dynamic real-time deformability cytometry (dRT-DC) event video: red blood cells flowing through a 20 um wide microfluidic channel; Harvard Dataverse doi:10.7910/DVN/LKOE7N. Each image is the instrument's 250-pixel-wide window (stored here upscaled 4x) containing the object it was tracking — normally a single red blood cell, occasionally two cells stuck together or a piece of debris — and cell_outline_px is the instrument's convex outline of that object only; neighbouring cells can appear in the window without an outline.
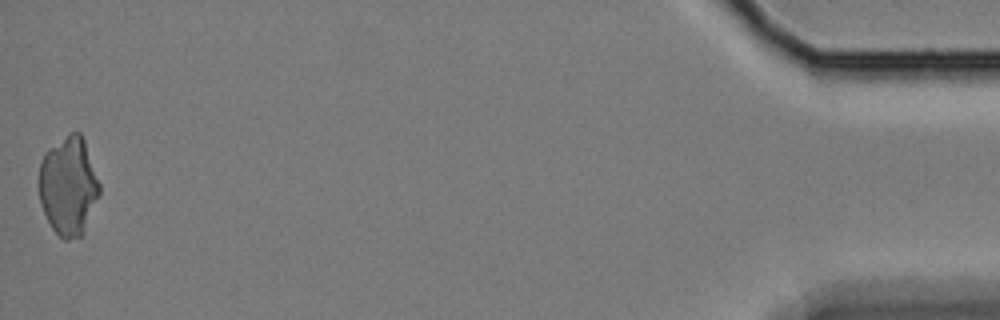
{"species": "Egyptian fruit bat (a non-hibernating species)", "species_latin": "Rousettus aegyptiacus", "temperature_condition": "cold", "stored_images_in_passage": 47, "camera_frame_rate_fps": 3000, "um_per_image_px": 0.085, "animal": {"sex": "female"}, "frame": {"image": 1, "passage_image": 47, "time_ms": 15.333, "image_size_px": [1000, 320], "cell_outline_px": [[100, 192], [84, 232], [80, 236], [68, 240], [64, 240], [52, 228], [40, 204], [40, 160], [48, 148], [68, 132], [80, 132], [84, 140], [100, 184]], "centroid_in_image_um": [5.82, 15.79], "position_along_channel_um": 429.4, "area_um2": 34.62}}